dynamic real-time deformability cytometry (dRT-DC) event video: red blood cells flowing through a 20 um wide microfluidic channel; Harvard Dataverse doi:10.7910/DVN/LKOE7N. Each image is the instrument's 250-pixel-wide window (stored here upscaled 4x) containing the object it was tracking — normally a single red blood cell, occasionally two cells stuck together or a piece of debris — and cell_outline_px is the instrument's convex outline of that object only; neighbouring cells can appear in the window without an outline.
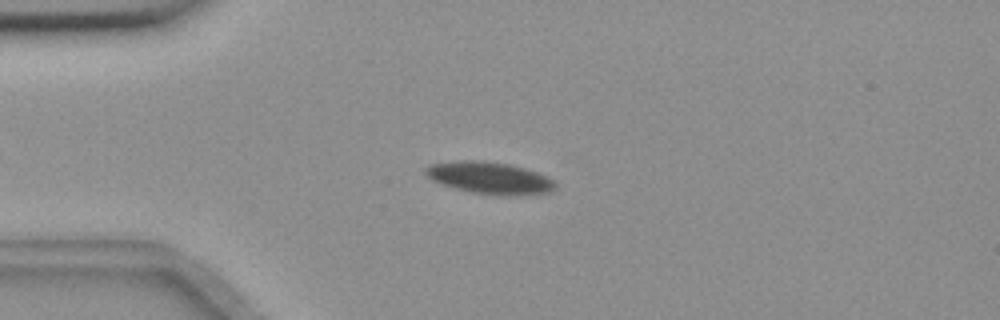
{"species": "common noctule bat (a hibernating species)", "species_latin": "Nyctalus noctula", "temperature_condition": "room temperature", "stored_images_in_passage": 50, "camera_frame_rate_fps": 3000, "um_per_image_px": 0.085, "animal": {"sex": "female", "body_mass_g": 18.4}, "frame": {"image": 1, "passage_image": 12, "time_ms": 3.667, "image_size_px": [1000, 320], "cell_outline_px": [[556, 188], [548, 192], [516, 196], [496, 196], [472, 192], [440, 184], [432, 180], [424, 172], [424, 168], [432, 164], [460, 160], [480, 160], [508, 164], [524, 168], [536, 172], [552, 180], [556, 184]], "centroid_in_image_um": [41.6, 15.13], "position_along_channel_um": 43.4, "area_um2": 24.16}}
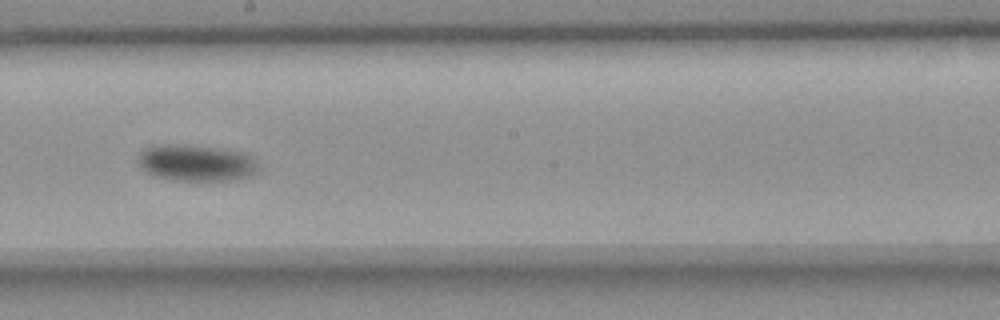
{"frame": {"image": 2, "passage_image": 30, "time_ms": 9.667, "image_size_px": [1000, 320], "cell_outline_px": [[256, 172], [252, 176], [240, 180], [172, 180], [152, 176], [144, 172], [140, 168], [140, 152], [144, 148], [184, 144], [216, 148], [244, 152], [252, 156], [256, 164]], "centroid_in_image_um": [16.7, 13.87], "position_along_channel_um": 231.5, "area_um2": 25.43}}
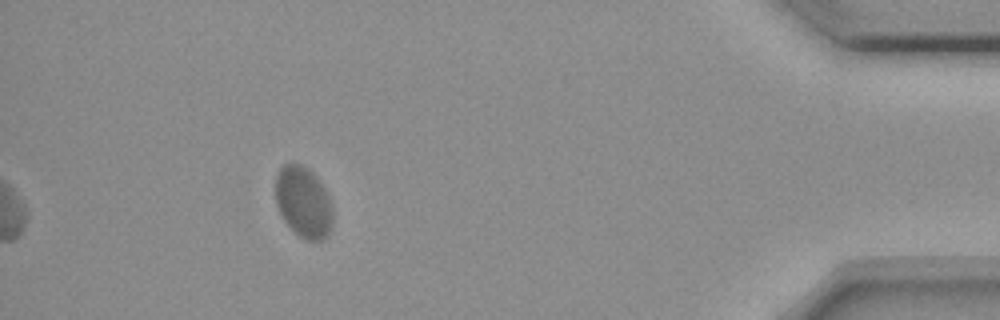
{"frame": {"image": 3, "passage_image": 50, "time_ms": 16.333, "image_size_px": [1000, 320], "cell_outline_px": [[332, 224], [328, 236], [324, 240], [308, 240], [300, 236], [280, 216], [276, 204], [276, 172], [284, 164], [292, 160], [308, 168], [316, 176], [324, 188], [332, 204]], "centroid_in_image_um": [25.78, 17.15], "position_along_channel_um": 409.4, "area_um2": 23.93}, "authors_computed_cell_mechanics": {"area_um2": 24.1315, "velocity_mm_per_s": 3.5082, "shape_relaxation_time_tau1_ms": 4.1101, "shape_relaxation_time_tau2_ms": null, "deformation_change_tau1": 0.0847, "deformation_change_tau2": null}}